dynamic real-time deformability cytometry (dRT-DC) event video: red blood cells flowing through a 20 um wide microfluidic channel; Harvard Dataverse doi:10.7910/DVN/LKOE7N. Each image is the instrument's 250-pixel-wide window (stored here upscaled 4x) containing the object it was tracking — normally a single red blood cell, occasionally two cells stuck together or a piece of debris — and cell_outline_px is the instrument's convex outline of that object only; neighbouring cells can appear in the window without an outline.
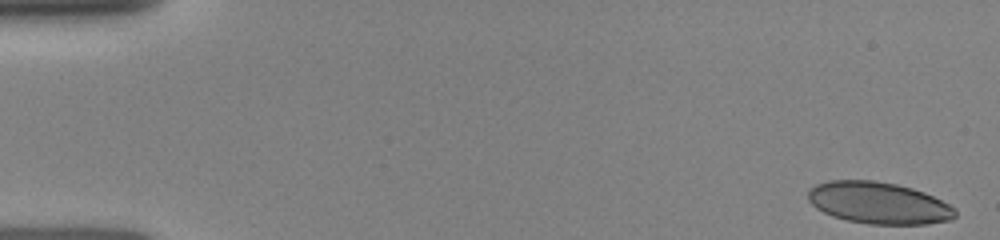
{"species": "human", "species_latin": "Homo sapiens", "temperature_condition": "room temperature", "stored_images_in_passage": 7, "camera_frame_rate_fps": 3000, "um_per_image_px": 0.085, "donor": {"sex": "female"}, "frame": {"image": 1, "passage_image": 1, "time_ms": 0.0, "image_size_px": [1000, 240], "cell_outline_px": [[956, 216], [952, 220], [928, 224], [868, 224], [848, 220], [832, 216], [816, 208], [808, 200], [808, 192], [816, 184], [828, 180], [872, 180], [896, 184], [912, 188], [924, 192], [956, 208]], "centroid_in_image_um": [74.69, 17.25], "position_along_channel_um": 10.3, "area_um2": 35.84}}
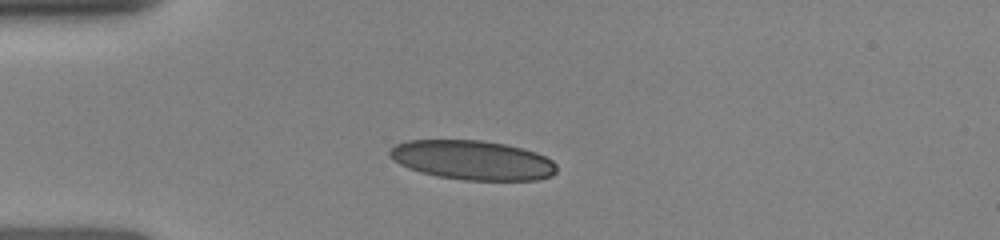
{"frame": {"image": 2, "passage_image": 6, "time_ms": 3.667, "image_size_px": [1000, 240], "cell_outline_px": [[556, 172], [552, 176], [536, 180], [464, 180], [436, 176], [420, 172], [408, 168], [392, 160], [388, 156], [388, 152], [396, 144], [408, 140], [480, 140], [504, 144], [524, 148], [536, 152], [552, 160], [556, 164]], "centroid_in_image_um": [40.15, 13.61], "position_along_channel_um": 44.8, "area_um2": 38.49}}